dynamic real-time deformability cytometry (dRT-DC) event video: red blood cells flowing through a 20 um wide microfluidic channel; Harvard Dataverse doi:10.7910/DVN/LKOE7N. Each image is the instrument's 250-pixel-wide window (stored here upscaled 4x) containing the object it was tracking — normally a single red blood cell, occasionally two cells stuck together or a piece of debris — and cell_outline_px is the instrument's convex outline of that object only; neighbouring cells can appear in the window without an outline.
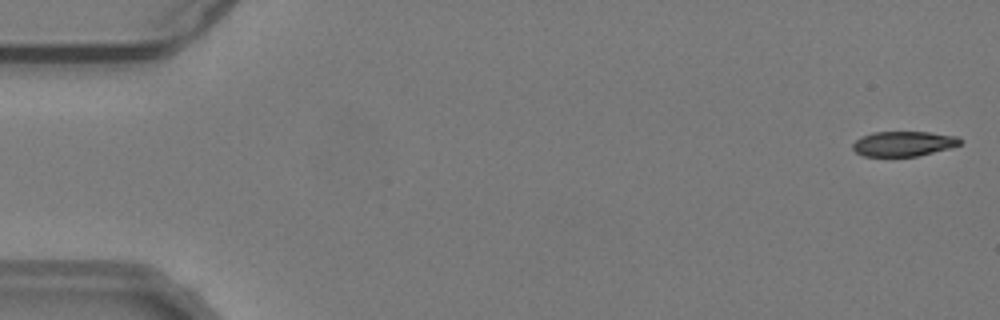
{"species": "common noctule bat (a hibernating species)", "species_latin": "Nyctalus noctula", "temperature_condition": "warm", "stored_images_in_passage": 55, "camera_frame_rate_fps": 3000, "um_per_image_px": 0.085, "animal": {"sex": "male", "body_mass_g": 19.2, "forearm_length_mm": 51.8}, "frame": {"image": 1, "passage_image": 2, "time_ms": 0.333, "image_size_px": [1000, 320], "cell_outline_px": [[964, 140], [960, 144], [948, 148], [916, 156], [864, 156], [856, 152], [852, 148], [852, 144], [860, 136], [872, 132], [928, 132], [956, 136]], "centroid_in_image_um": [76.76, 12.2], "position_along_channel_um": 8.2, "area_um2": 15.55}}
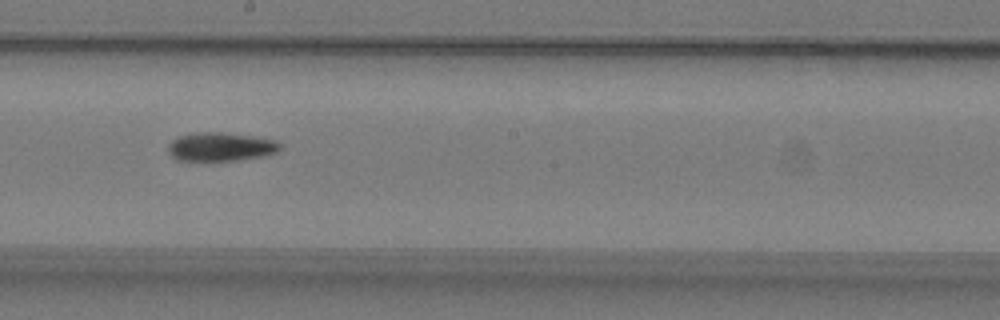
{"frame": {"image": 2, "passage_image": 31, "time_ms": 10.0, "image_size_px": [1000, 320], "cell_outline_px": [[280, 148], [276, 152], [264, 156], [240, 160], [176, 160], [168, 152], [168, 144], [172, 140], [180, 136], [200, 132], [220, 132], [252, 136], [276, 140], [280, 144]], "centroid_in_image_um": [18.76, 12.48], "position_along_channel_um": 229.4, "area_um2": 18.55}}
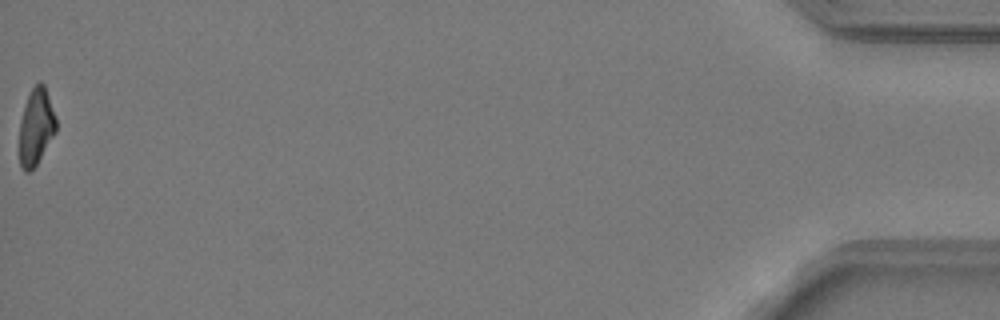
{"frame": {"image": 3, "passage_image": 55, "time_ms": 18.0, "image_size_px": [1000, 320], "cell_outline_px": [[56, 132], [36, 164], [28, 172], [24, 172], [20, 164], [16, 148], [20, 120], [28, 96], [32, 88], [40, 80], [44, 84], [56, 116]], "centroid_in_image_um": [3.02, 10.81], "position_along_channel_um": 432.2, "area_um2": 16.76}, "authors_computed_cell_mechanics": {"area_um2": 18.0336, "velocity_mm_per_s": 3.8318, "shape_relaxation_time_tau1_ms": 4.573, "shape_relaxation_time_tau2_ms": 9.9701, "deformation_change_tau1": 0.1572, "deformation_change_tau2": 0.1985}}